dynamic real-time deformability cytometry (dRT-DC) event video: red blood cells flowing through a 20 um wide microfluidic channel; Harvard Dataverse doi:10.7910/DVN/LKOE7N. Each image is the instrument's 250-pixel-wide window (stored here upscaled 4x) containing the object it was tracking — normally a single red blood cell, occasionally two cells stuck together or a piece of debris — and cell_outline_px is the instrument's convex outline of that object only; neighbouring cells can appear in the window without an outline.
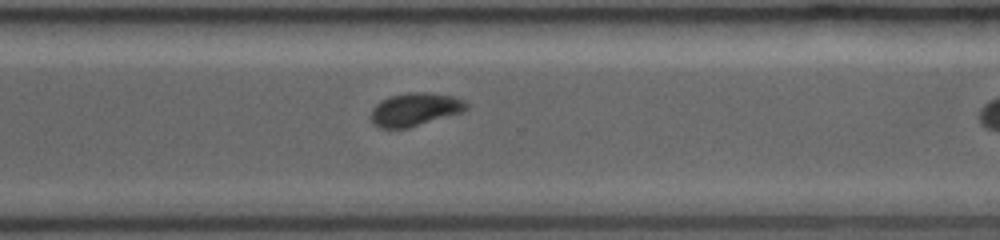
{"species": "common noctule bat (a hibernating species)", "species_latin": "Nyctalus noctula", "temperature_condition": "room temperature", "stored_images_in_passage": 20, "segment_of_instrument_passage": [2, 2], "camera_frame_rate_fps": 3000, "um_per_image_px": 0.085, "animal": {"sex": "female", "body_mass_g": 19.0, "forearm_length_mm": 53.3}, "frame": {"image": 1, "passage_image": 18, "time_ms": 6.0, "image_size_px": [1000, 240], "cell_outline_px": [[468, 108], [460, 112], [408, 128], [376, 128], [372, 124], [372, 108], [380, 100], [392, 96], [408, 92], [432, 92], [452, 96], [464, 100], [468, 104]], "centroid_in_image_um": [35.25, 9.29], "position_along_channel_um": 335.4, "area_um2": 18.32}}